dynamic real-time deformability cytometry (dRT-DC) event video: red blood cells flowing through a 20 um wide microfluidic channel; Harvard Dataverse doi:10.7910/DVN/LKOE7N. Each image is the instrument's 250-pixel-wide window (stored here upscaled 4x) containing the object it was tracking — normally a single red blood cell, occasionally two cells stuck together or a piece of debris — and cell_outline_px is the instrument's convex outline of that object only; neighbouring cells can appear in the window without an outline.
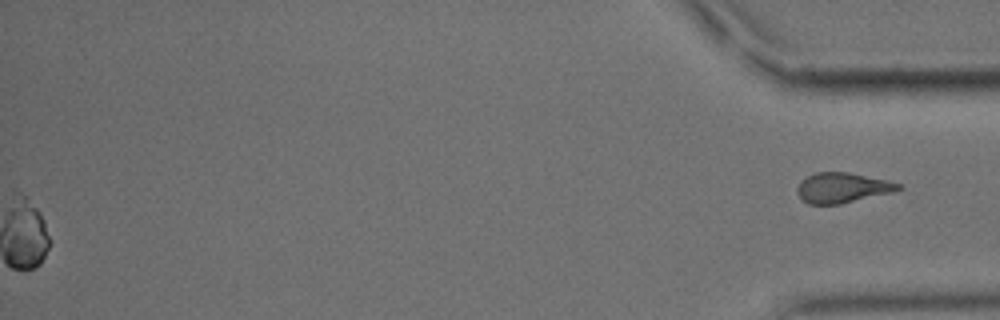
{"species": "common noctule bat (a hibernating species)", "species_latin": "Nyctalus noctula", "temperature_condition": "cold", "stored_images_in_passage": 45, "segment_of_instrument_passage": [2, 2], "camera_frame_rate_fps": 3000, "um_per_image_px": 0.085, "animal": {"sex": "male", "body_mass_g": 15.6}, "frame": {"image": 1, "passage_image": 45, "time_ms": 14.667, "image_size_px": [1000, 320], "cell_outline_px": [[904, 188], [892, 192], [840, 204], [808, 204], [796, 192], [796, 188], [800, 180], [816, 172], [848, 172], [888, 180], [904, 184]], "centroid_in_image_um": [71.62, 15.95], "position_along_channel_um": 363.6, "area_um2": 17.86}}